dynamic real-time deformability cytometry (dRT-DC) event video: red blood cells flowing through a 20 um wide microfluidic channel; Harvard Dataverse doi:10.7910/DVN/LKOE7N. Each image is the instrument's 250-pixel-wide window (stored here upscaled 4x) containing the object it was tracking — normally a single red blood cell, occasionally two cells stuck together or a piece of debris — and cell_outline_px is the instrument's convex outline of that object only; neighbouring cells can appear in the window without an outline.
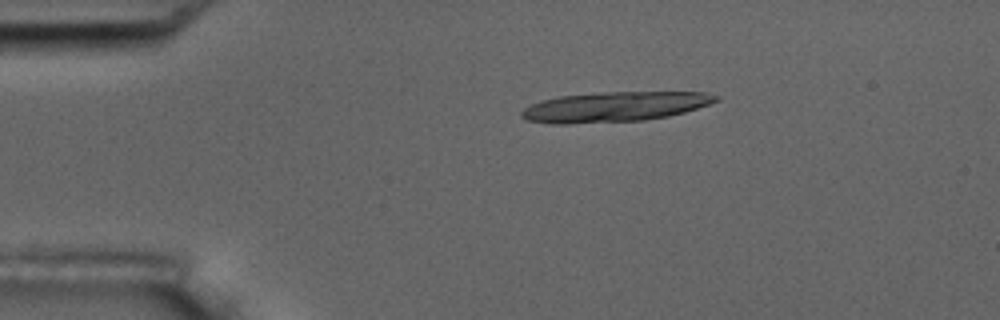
{"species": "common noctule bat (a hibernating species)", "species_latin": "Nyctalus noctula", "temperature_condition": "room temperature", "stored_images_in_passage": 13, "segment_of_instrument_passage": [1, 2], "camera_frame_rate_fps": 3000, "um_per_image_px": 0.085, "animal": {"sex": "male", "body_mass_g": 17.5, "forearm_length_mm": 52.3}, "frame": {"image": 1, "passage_image": 3, "time_ms": 2.333, "image_size_px": [1000, 320], "cell_outline_px": [[720, 100], [684, 112], [668, 116], [644, 120], [564, 124], [552, 124], [524, 120], [520, 116], [520, 112], [524, 108], [540, 100], [560, 96], [604, 92], [704, 92], [720, 96]], "centroid_in_image_um": [52.2, 9.08], "position_along_channel_um": 32.8, "area_um2": 33.99}}